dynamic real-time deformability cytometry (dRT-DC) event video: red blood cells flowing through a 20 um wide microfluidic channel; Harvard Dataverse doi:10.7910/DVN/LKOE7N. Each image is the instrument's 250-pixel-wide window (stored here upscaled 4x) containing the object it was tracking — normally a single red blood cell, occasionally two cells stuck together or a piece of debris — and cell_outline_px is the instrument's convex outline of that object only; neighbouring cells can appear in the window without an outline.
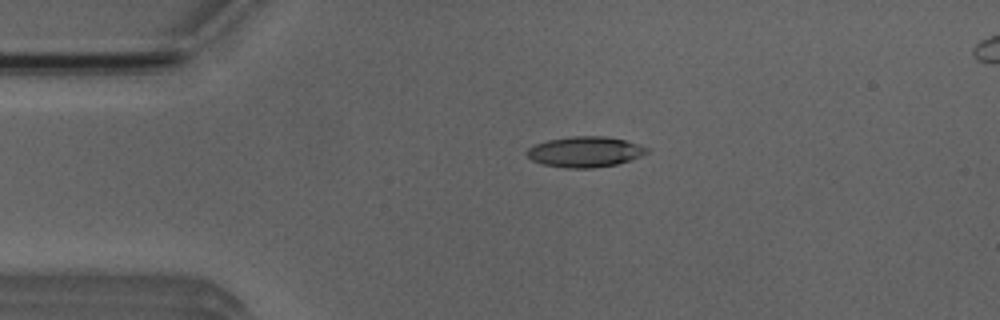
{"species": "Egyptian fruit bat (a non-hibernating species)", "species_latin": "Rousettus aegyptiacus", "temperature_condition": "room temperature", "stored_images_in_passage": 6, "camera_frame_rate_fps": 3000, "um_per_image_px": 0.085, "animal": {"sex": "male"}, "frame": {"image": 1, "passage_image": 4, "time_ms": 3.333, "image_size_px": [1000, 320], "cell_outline_px": [[648, 152], [640, 156], [616, 164], [592, 168], [568, 168], [544, 164], [532, 160], [528, 156], [528, 148], [536, 144], [548, 140], [572, 136], [608, 136], [624, 140], [648, 148]], "centroid_in_image_um": [49.72, 12.9], "position_along_channel_um": 35.3, "area_um2": 20.98}}